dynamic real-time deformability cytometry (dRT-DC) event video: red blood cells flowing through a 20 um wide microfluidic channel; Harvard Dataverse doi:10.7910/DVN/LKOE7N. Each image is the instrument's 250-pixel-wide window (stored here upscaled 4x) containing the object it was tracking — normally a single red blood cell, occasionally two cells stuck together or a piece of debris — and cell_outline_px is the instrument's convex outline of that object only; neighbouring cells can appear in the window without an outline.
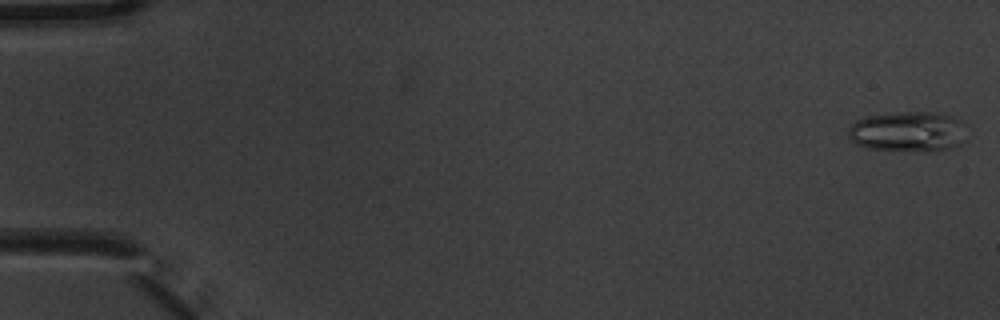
{"species": "common noctule bat (a hibernating species)", "species_latin": "Nyctalus noctula", "temperature_condition": "warm", "stored_images_in_passage": 8, "camera_frame_rate_fps": 3000, "um_per_image_px": 0.085, "animal": {"sex": "male", "body_mass_g": 20.1, "forearm_length_mm": 53.5}, "frame": {"image": 1, "passage_image": 1, "time_ms": 0.0, "image_size_px": [1000, 320], "cell_outline_px": [[964, 124], [960, 144], [952, 148], [928, 152], [868, 148], [856, 144], [848, 136], [848, 124], [864, 116], [900, 112], [932, 112], [952, 116], [960, 120]], "centroid_in_image_um": [77.12, 11.18], "position_along_channel_um": 7.9, "area_um2": 27.86}}
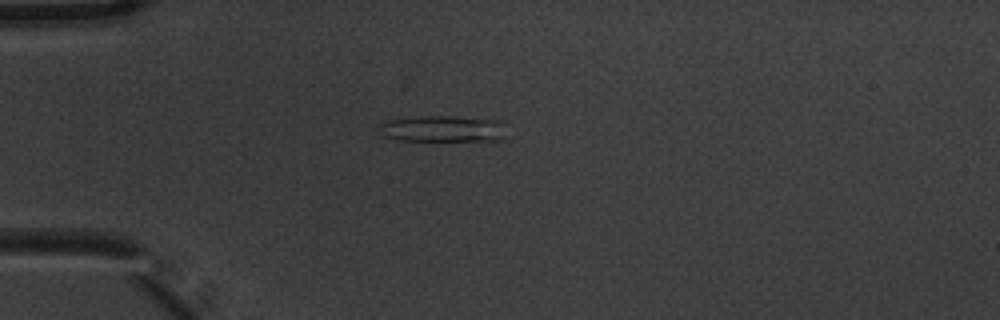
{"frame": {"image": 2, "passage_image": 5, "time_ms": 1.333, "image_size_px": [1000, 320], "cell_outline_px": [[508, 120], [504, 140], [400, 140], [384, 136], [380, 124], [388, 120], [420, 116], [452, 116]], "centroid_in_image_um": [37.82, 10.93], "position_along_channel_um": 47.2, "area_um2": 19.77}}
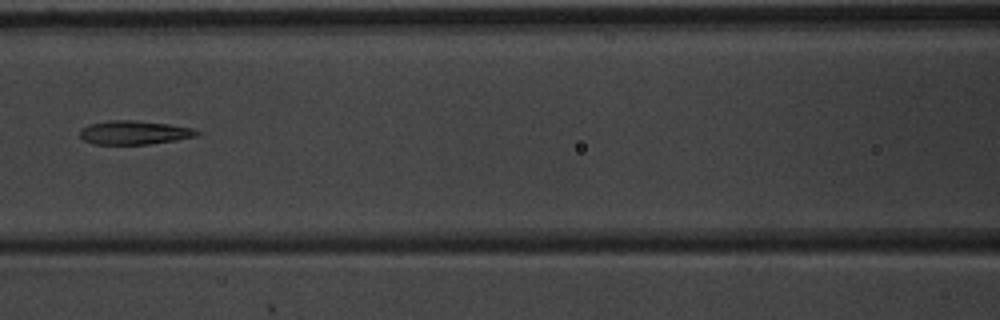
{"frame": {"image": 3, "passage_image": 8, "time_ms": 2.333, "image_size_px": [1000, 320], "cell_outline_px": [[200, 132], [196, 136], [176, 140], [152, 144], [92, 144], [84, 140], [80, 136], [80, 128], [88, 124], [108, 120], [136, 120], [168, 124], [192, 128]], "centroid_in_image_um": [11.37, 11.26], "position_along_channel_um": 155.2, "area_um2": 16.3}}